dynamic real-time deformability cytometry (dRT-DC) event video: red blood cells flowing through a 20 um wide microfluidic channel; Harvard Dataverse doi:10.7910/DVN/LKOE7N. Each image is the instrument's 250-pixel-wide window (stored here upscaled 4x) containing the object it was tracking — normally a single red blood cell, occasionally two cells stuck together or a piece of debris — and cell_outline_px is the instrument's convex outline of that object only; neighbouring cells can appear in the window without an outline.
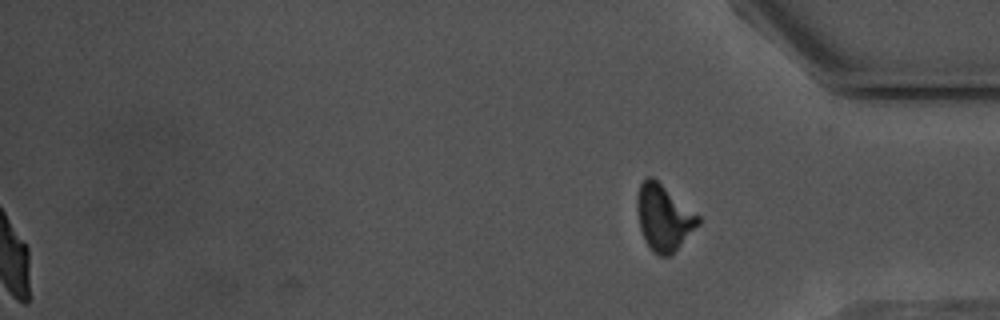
{"species": "common noctule bat (a hibernating species)", "species_latin": "Nyctalus noctula", "temperature_condition": "warm", "stored_images_in_passage": 46, "segment_of_instrument_passage": [2, 2], "camera_frame_rate_fps": 3000, "um_per_image_px": 0.085, "animal": {"sex": "male", "body_mass_g": 17.5, "forearm_length_mm": 52.3}, "frame": {"image": 1, "passage_image": 46, "time_ms": 15.0, "image_size_px": [1000, 320], "cell_outline_px": [[700, 224], [672, 256], [660, 256], [652, 252], [644, 240], [640, 228], [636, 208], [636, 196], [640, 184], [648, 176], [652, 176], [700, 216]], "centroid_in_image_um": [56.41, 18.53], "position_along_channel_um": 378.8, "area_um2": 23.76}}